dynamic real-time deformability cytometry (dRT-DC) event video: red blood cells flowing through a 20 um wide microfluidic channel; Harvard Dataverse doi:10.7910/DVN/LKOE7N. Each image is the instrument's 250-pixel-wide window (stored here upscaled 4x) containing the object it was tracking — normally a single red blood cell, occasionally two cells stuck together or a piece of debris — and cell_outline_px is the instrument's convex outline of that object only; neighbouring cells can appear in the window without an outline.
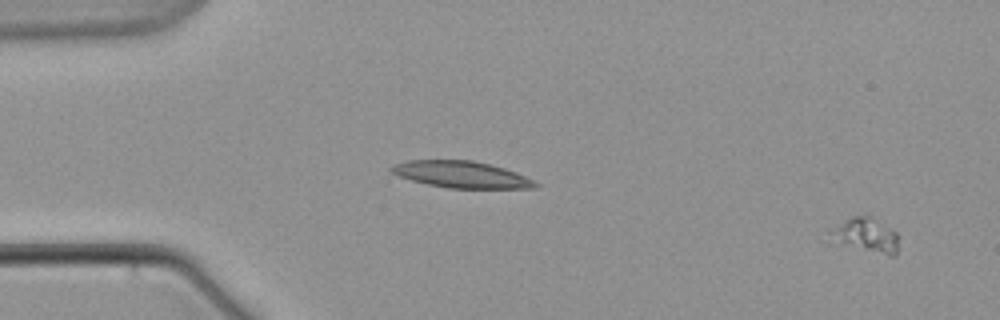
{"species": "common noctule bat (a hibernating species)", "species_latin": "Nyctalus noctula", "temperature_condition": "warm", "stored_images_in_passage": 9, "camera_frame_rate_fps": 3000, "um_per_image_px": 0.085, "animal": {"sex": "male", "body_mass_g": 21.5, "forearm_length_mm": 52.0}, "frame": {"image": 1, "passage_image": 1, "time_ms": 0.0, "image_size_px": [1000, 320], "cell_outline_px": [[896, 256], [888, 256], [828, 244], [828, 232], [852, 216], [872, 216], [896, 232]], "centroid_in_image_um": [73.49, 20.05], "position_along_channel_um": 11.5, "area_um2": 14.28}}
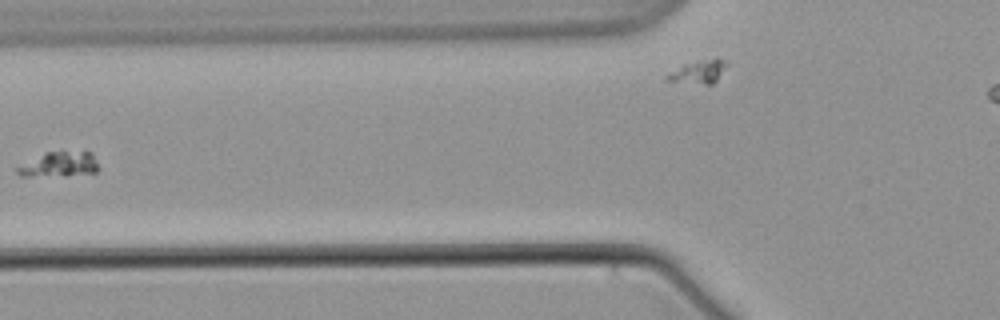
{"frame": {"image": 2, "passage_image": 8, "time_ms": 8.333, "image_size_px": [1000, 320], "cell_outline_px": [[100, 168], [96, 172], [32, 176], [20, 176], [16, 172], [16, 168], [48, 152], [92, 152]], "centroid_in_image_um": [5.08, 13.97], "position_along_channel_um": 120.7, "area_um2": 11.1}}